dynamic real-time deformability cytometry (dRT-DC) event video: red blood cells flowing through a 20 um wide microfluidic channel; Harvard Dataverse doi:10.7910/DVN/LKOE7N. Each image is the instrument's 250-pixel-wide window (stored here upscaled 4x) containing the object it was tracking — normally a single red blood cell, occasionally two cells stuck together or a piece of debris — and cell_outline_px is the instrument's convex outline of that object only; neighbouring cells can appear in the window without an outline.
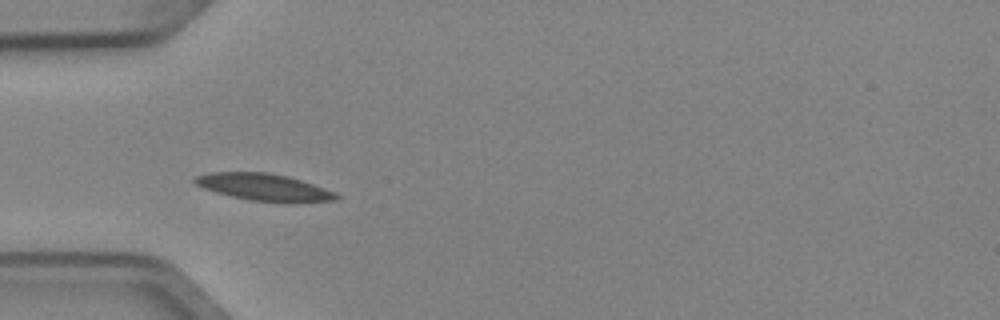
{"species": "Egyptian fruit bat (a non-hibernating species)", "species_latin": "Rousettus aegyptiacus", "temperature_condition": "cold", "stored_images_in_passage": 4, "camera_frame_rate_fps": 3000, "um_per_image_px": 0.085, "animal": {"sex": "female"}, "frame": {"image": 1, "passage_image": 2, "time_ms": 0.333, "image_size_px": [1000, 320], "cell_outline_px": [[340, 200], [296, 204], [288, 204], [248, 200], [216, 192], [204, 188], [196, 184], [192, 180], [196, 176], [208, 172], [268, 172], [288, 176], [336, 192], [340, 196]], "centroid_in_image_um": [22.52, 15.94], "position_along_channel_um": 62.5, "area_um2": 22.83}}
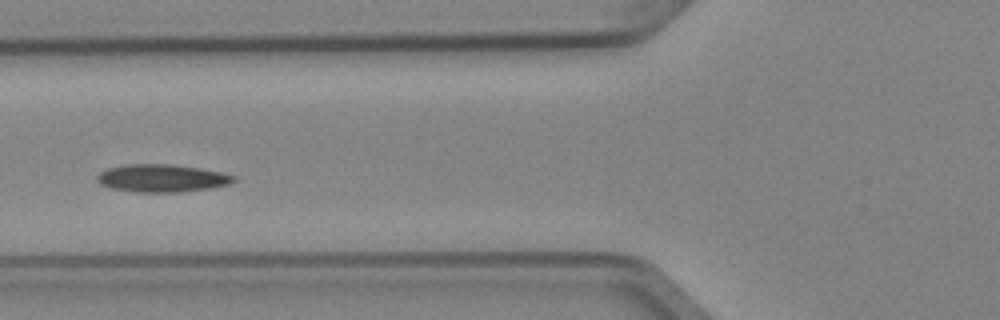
{"frame": {"image": 2, "passage_image": 3, "time_ms": 0.667, "image_size_px": [1000, 320], "cell_outline_px": [[236, 180], [228, 184], [212, 188], [180, 192], [136, 192], [112, 188], [100, 184], [96, 180], [96, 176], [100, 172], [108, 168], [128, 164], [172, 164], [200, 168], [220, 172], [236, 176]], "centroid_in_image_um": [13.76, 15.14], "position_along_channel_um": 112.0, "area_um2": 22.08}}
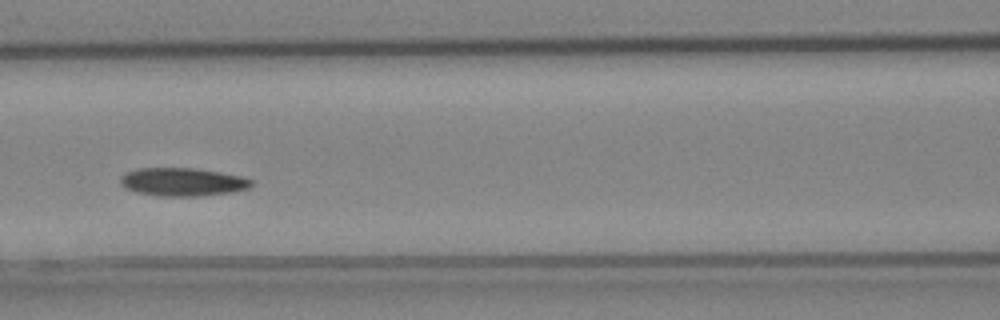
{"frame": {"image": 3, "passage_image": 4, "time_ms": 1.0, "image_size_px": [1000, 320], "cell_outline_px": [[252, 184], [248, 188], [232, 192], [196, 196], [164, 196], [136, 192], [124, 188], [120, 184], [120, 176], [124, 172], [136, 168], [196, 168], [220, 172], [240, 176], [252, 180]], "centroid_in_image_um": [15.46, 15.45], "position_along_channel_um": 151.1, "area_um2": 21.56}}